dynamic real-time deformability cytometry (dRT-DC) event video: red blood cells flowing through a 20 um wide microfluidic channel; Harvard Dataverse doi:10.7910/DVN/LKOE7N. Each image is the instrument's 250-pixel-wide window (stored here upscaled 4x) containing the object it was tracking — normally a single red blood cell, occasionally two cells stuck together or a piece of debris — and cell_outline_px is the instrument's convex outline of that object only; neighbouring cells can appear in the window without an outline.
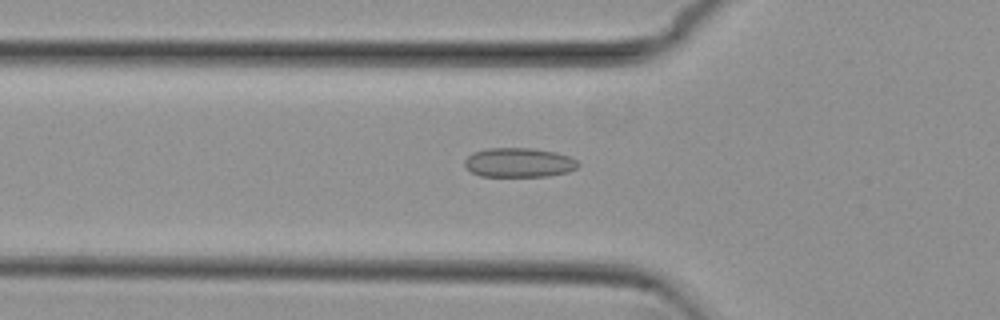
{"species": "common noctule bat (a hibernating species)", "species_latin": "Nyctalus noctula", "temperature_condition": "cold", "stored_images_in_passage": 48, "camera_frame_rate_fps": 3000, "um_per_image_px": 0.085, "animal": {"sex": "female", "body_mass_g": 29.2, "forearm_length_mm": 56.3}, "frame": {"image": 1, "passage_image": 18, "time_ms": 5.667, "image_size_px": [1000, 320], "cell_outline_px": [[580, 164], [576, 168], [568, 172], [548, 176], [480, 176], [472, 172], [464, 164], [464, 160], [472, 152], [488, 148], [532, 148], [556, 152], [568, 156], [576, 160]], "centroid_in_image_um": [44.1, 13.81], "position_along_channel_um": 81.7, "area_um2": 19.42}}
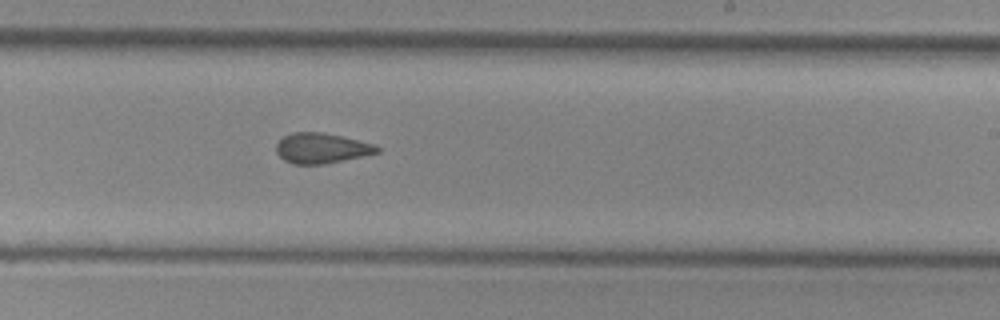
{"frame": {"image": 2, "passage_image": 32, "time_ms": 10.333, "image_size_px": [1000, 320], "cell_outline_px": [[380, 152], [344, 160], [324, 164], [292, 164], [284, 160], [276, 152], [276, 144], [284, 136], [292, 132], [320, 132], [340, 136], [372, 144], [380, 148]], "centroid_in_image_um": [27.29, 12.6], "position_along_channel_um": 261.7, "area_um2": 17.57}}
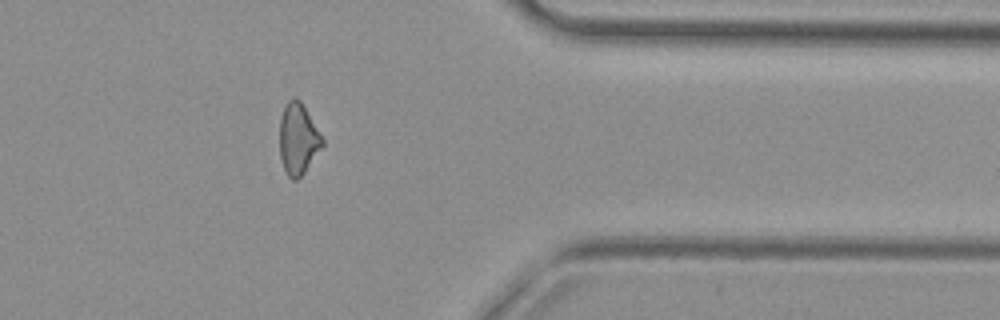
{"frame": {"image": 3, "passage_image": 43, "time_ms": 14.0, "image_size_px": [1000, 320], "cell_outline_px": [[324, 144], [304, 172], [296, 180], [292, 180], [288, 176], [284, 168], [280, 156], [280, 120], [284, 108], [288, 100], [292, 96], [296, 96], [300, 100], [324, 140]], "centroid_in_image_um": [25.33, 11.79], "position_along_channel_um": 386.1, "area_um2": 17.46}, "authors_computed_cell_mechanics": {"area_um2": 18.6983, "velocity_mm_per_s": 3.8431, "shape_relaxation_time_tau1_ms": null, "shape_relaxation_time_tau2_ms": 2.7058, "deformation_change_tau1": null, "deformation_change_tau2": 0.0827}}